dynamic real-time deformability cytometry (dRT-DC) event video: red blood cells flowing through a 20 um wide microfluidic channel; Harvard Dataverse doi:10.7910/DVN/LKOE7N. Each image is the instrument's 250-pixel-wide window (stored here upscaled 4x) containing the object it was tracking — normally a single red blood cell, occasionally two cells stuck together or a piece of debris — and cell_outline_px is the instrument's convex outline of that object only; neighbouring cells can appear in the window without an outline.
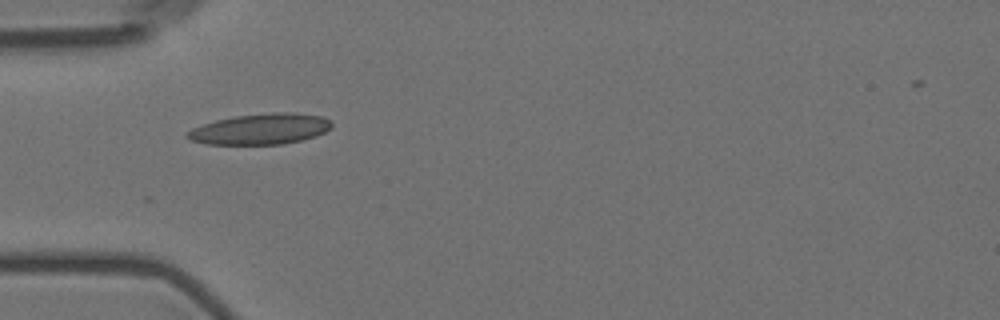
{"species": "Egyptian fruit bat (a non-hibernating species)", "species_latin": "Rousettus aegyptiacus", "temperature_condition": "room temperature", "stored_images_in_passage": 3, "camera_frame_rate_fps": 3000, "um_per_image_px": 0.085, "animal": {"sex": "female"}, "frame": {"image": 1, "passage_image": 2, "time_ms": 1.333, "image_size_px": [1000, 320], "cell_outline_px": [[332, 128], [316, 136], [284, 144], [204, 144], [192, 140], [184, 136], [192, 128], [216, 120], [236, 116], [272, 112], [284, 112], [320, 116], [328, 120], [332, 124]], "centroid_in_image_um": [22.13, 10.97], "position_along_channel_um": 62.9, "area_um2": 25.61}}
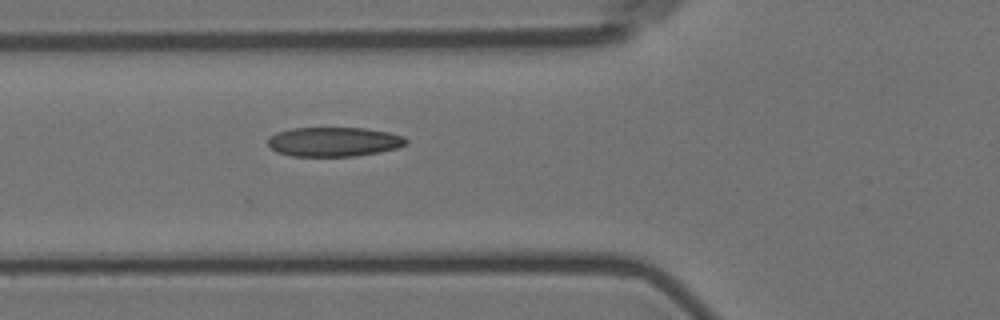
{"frame": {"image": 2, "passage_image": 3, "time_ms": 2.333, "image_size_px": [1000, 320], "cell_outline_px": [[408, 140], [404, 144], [396, 148], [380, 152], [356, 156], [292, 156], [276, 152], [268, 144], [268, 140], [276, 132], [292, 128], [368, 128], [388, 132], [404, 136]], "centroid_in_image_um": [28.39, 12.05], "position_along_channel_um": 97.4, "area_um2": 23.64}}